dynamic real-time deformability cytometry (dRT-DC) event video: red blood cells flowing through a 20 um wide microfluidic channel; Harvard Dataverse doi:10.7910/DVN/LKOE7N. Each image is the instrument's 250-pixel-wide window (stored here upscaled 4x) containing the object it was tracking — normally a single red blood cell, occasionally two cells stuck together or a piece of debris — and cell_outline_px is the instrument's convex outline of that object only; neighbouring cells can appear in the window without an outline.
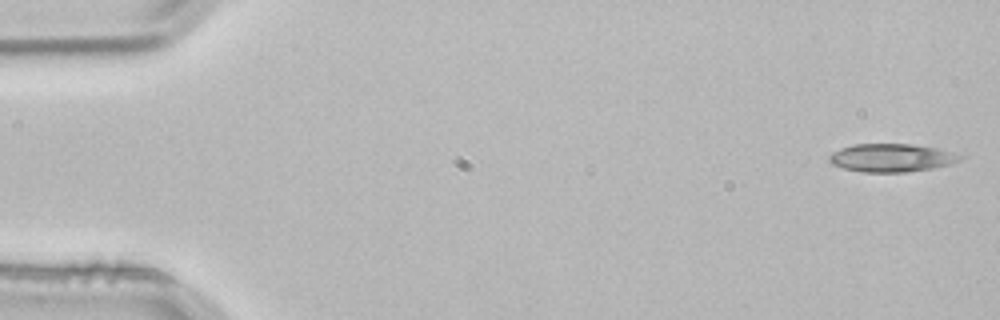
{"species": "common noctule bat (a hibernating species)", "species_latin": "Nyctalus noctula", "temperature_condition": "room temperature", "stored_images_in_passage": 3, "segment_of_instrument_passage": [2, 2], "camera_frame_rate_fps": 3000, "um_per_image_px": 0.085, "animal": {"sex": "male", "body_mass_g": 21.5, "forearm_length_mm": 52.0}, "frame": {"image": 1, "passage_image": 3, "time_ms": 0.667, "image_size_px": [1000, 320], "cell_outline_px": [[964, 156], [960, 160], [952, 164], [932, 168], [904, 172], [860, 172], [844, 168], [832, 164], [828, 160], [828, 156], [832, 152], [840, 148], [852, 144], [912, 144], [936, 148], [952, 152]], "centroid_in_image_um": [75.75, 13.41], "position_along_channel_um": 9.2, "area_um2": 21.5}}